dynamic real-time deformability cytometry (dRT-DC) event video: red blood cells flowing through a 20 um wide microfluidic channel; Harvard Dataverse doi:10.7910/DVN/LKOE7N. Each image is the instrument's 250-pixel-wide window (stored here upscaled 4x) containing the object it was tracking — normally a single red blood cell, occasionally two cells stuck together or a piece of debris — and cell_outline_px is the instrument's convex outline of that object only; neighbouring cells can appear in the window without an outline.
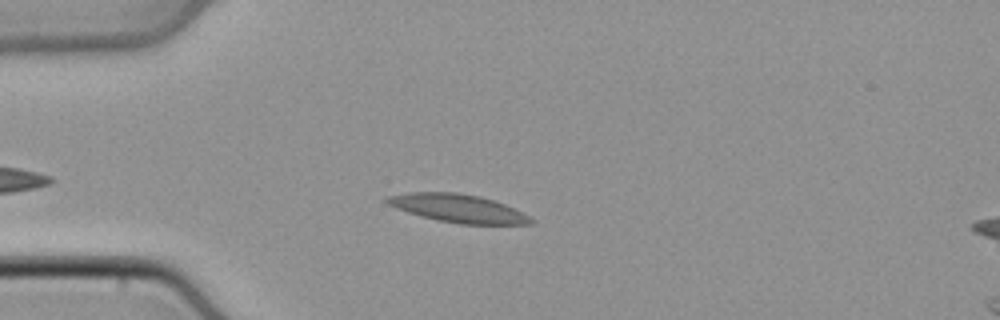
{"species": "common noctule bat (a hibernating species)", "species_latin": "Nyctalus noctula", "temperature_condition": "cold", "stored_images_in_passage": 35, "camera_frame_rate_fps": 3000, "um_per_image_px": 0.085, "animal": {"sex": "male", "body_mass_g": 21.5, "forearm_length_mm": 52.0}, "frame": {"image": 1, "passage_image": 7, "time_ms": 2.0, "image_size_px": [1000, 320], "cell_outline_px": [[536, 220], [532, 224], [460, 224], [440, 220], [408, 212], [396, 208], [380, 200], [384, 196], [408, 192], [456, 192], [480, 196], [504, 204]], "centroid_in_image_um": [38.87, 17.69], "position_along_channel_um": 46.1, "area_um2": 23.47}}
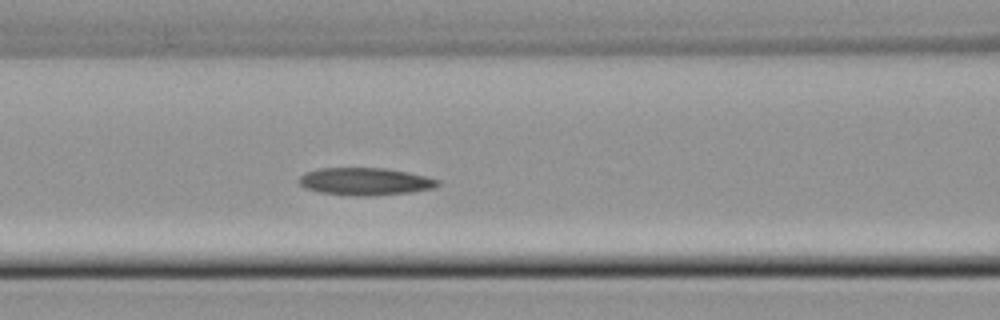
{"frame": {"image": 2, "passage_image": 15, "time_ms": 4.667, "image_size_px": [1000, 320], "cell_outline_px": [[440, 184], [436, 188], [408, 192], [368, 196], [352, 196], [320, 192], [304, 188], [296, 180], [304, 172], [316, 168], [388, 168], [408, 172], [440, 180]], "centroid_in_image_um": [31.0, 15.42], "position_along_channel_um": 135.6, "area_um2": 22.43}}
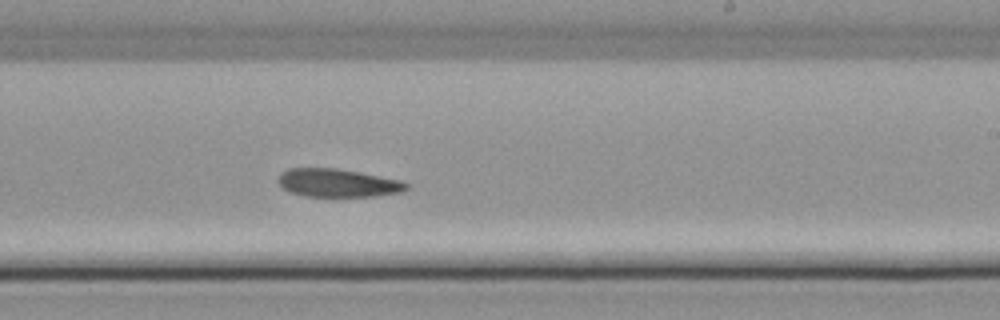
{"frame": {"image": 3, "passage_image": 24, "time_ms": 7.667, "image_size_px": [1000, 320], "cell_outline_px": [[408, 188], [400, 192], [372, 196], [304, 196], [288, 192], [276, 180], [280, 172], [288, 168], [336, 168], [360, 172], [400, 180], [408, 184]], "centroid_in_image_um": [28.65, 15.54], "position_along_channel_um": 260.4, "area_um2": 21.04}}